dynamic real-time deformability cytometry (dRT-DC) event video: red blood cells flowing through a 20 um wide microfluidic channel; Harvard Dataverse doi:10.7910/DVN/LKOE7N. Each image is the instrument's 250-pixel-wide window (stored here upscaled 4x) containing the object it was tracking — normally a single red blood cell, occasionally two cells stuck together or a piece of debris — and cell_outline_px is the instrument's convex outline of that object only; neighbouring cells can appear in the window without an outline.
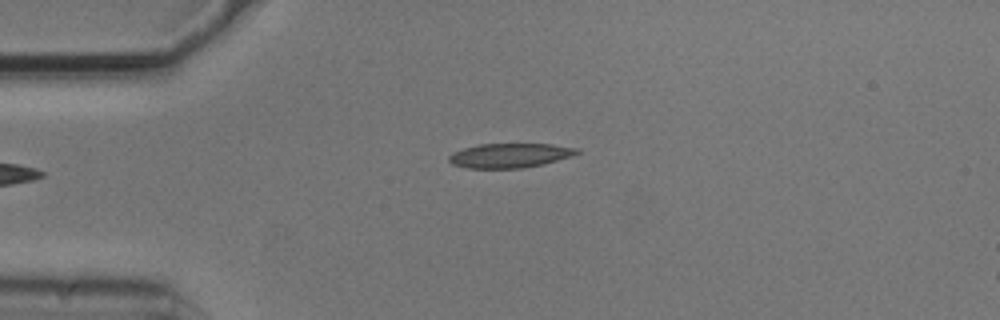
{"species": "common noctule bat (a hibernating species)", "species_latin": "Nyctalus noctula", "temperature_condition": "cold", "stored_images_in_passage": 2, "camera_frame_rate_fps": 3000, "um_per_image_px": 0.085, "animal": {"sex": "male", "body_mass_g": 20.5, "forearm_length_mm": 52.5}, "frame": {"image": 1, "passage_image": 2, "time_ms": 0.333, "image_size_px": [1000, 320], "cell_outline_px": [[580, 152], [572, 156], [544, 164], [524, 168], [468, 168], [452, 164], [448, 160], [448, 156], [452, 152], [464, 148], [480, 144], [552, 144], [580, 148]], "centroid_in_image_um": [43.35, 13.21], "position_along_channel_um": 41.6, "area_um2": 18.32}}